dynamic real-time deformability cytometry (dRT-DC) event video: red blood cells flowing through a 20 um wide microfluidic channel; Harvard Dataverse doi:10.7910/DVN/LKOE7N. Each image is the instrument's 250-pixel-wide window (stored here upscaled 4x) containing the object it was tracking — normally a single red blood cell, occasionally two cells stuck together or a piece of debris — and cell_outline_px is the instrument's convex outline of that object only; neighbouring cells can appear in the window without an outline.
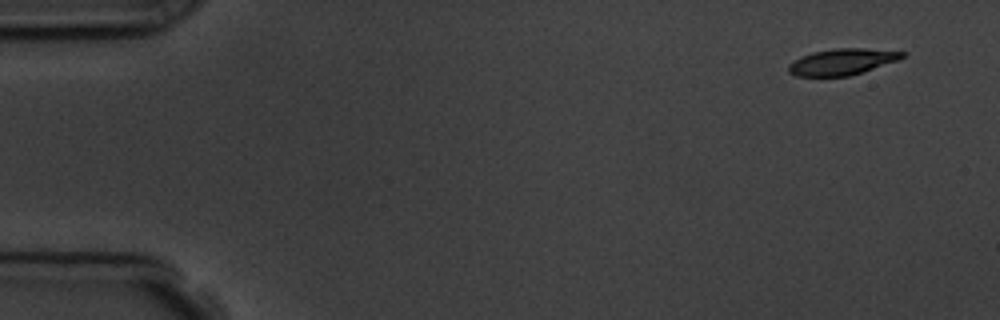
{"species": "common noctule bat (a hibernating species)", "species_latin": "Nyctalus noctula", "temperature_condition": "room temperature", "stored_images_in_passage": 5, "camera_frame_rate_fps": 3000, "um_per_image_px": 0.085, "animal": {"sex": "male", "body_mass_g": 19.5, "forearm_length_mm": 54.6}, "frame": {"image": 1, "passage_image": 1, "time_ms": 0.0, "image_size_px": [1000, 320], "cell_outline_px": [[904, 56], [900, 60], [848, 76], [796, 76], [788, 72], [788, 64], [800, 56], [812, 52], [836, 48], [864, 48], [904, 52]], "centroid_in_image_um": [71.55, 5.25], "position_along_channel_um": 13.5, "area_um2": 17.34}}